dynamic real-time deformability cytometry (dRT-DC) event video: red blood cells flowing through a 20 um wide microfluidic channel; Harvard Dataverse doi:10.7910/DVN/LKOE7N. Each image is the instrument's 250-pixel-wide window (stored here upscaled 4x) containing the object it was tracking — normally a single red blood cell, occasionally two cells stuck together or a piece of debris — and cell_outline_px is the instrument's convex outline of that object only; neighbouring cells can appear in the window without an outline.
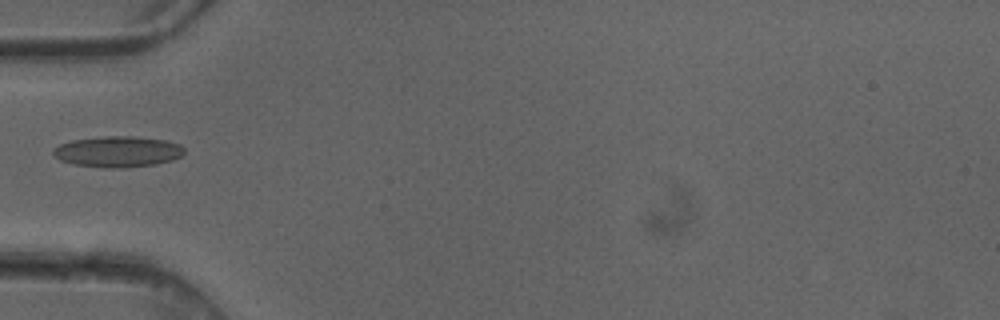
{"species": "common noctule bat (a hibernating species)", "species_latin": "Nyctalus noctula", "temperature_condition": "cold", "stored_images_in_passage": 2, "camera_frame_rate_fps": 3000, "um_per_image_px": 0.085, "animal": {"sex": "female"}, "frame": {"image": 1, "passage_image": 2, "time_ms": 0.333, "image_size_px": [1000, 320], "cell_outline_px": [[184, 152], [180, 156], [172, 160], [156, 164], [124, 168], [100, 168], [76, 164], [60, 160], [52, 152], [52, 148], [60, 144], [72, 140], [104, 136], [136, 136], [168, 140], [180, 144], [184, 148]], "centroid_in_image_um": [10.03, 12.88], "position_along_channel_um": 75.0, "area_um2": 23.81}}